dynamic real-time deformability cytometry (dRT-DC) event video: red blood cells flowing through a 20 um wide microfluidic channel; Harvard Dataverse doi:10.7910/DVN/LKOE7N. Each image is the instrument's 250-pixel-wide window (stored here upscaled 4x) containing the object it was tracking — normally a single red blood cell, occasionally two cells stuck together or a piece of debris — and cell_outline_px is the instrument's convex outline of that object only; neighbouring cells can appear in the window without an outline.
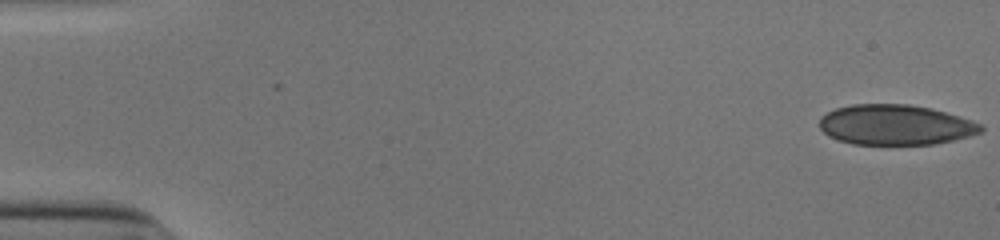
{"species": "human", "species_latin": "Homo sapiens", "temperature_condition": "cold", "stored_images_in_passage": 52, "camera_frame_rate_fps": 3000, "um_per_image_px": 0.085, "donor": {"sex": "male"}, "frame": {"image": 1, "passage_image": 1, "time_ms": 0.0, "image_size_px": [1000, 240], "cell_outline_px": [[984, 132], [952, 140], [932, 144], [852, 144], [836, 140], [828, 136], [820, 128], [820, 116], [836, 108], [852, 104], [908, 104], [928, 108], [944, 112], [972, 120], [984, 124]], "centroid_in_image_um": [76.11, 10.61], "position_along_channel_um": 8.9, "area_um2": 37.86}}
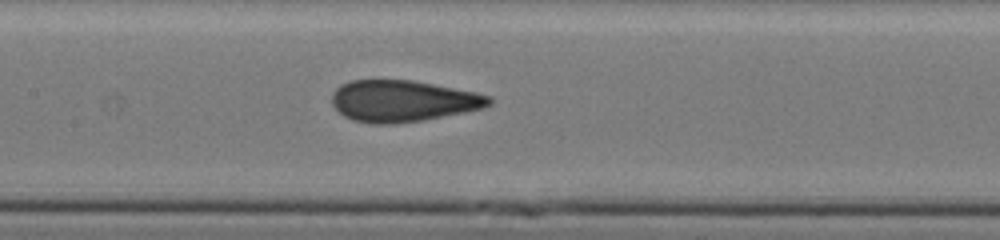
{"frame": {"image": 2, "passage_image": 26, "time_ms": 8.333, "image_size_px": [1000, 240], "cell_outline_px": [[492, 104], [480, 108], [464, 112], [420, 120], [396, 124], [372, 124], [352, 120], [344, 116], [332, 104], [332, 92], [340, 84], [352, 80], [412, 80], [476, 92], [492, 96]], "centroid_in_image_um": [34.22, 8.58], "position_along_channel_um": 173.2, "area_um2": 37.92}}
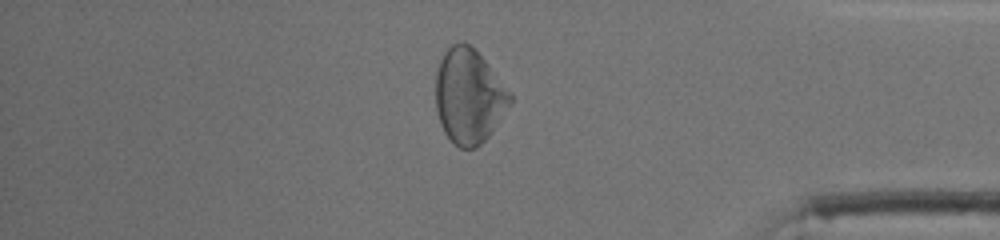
{"frame": {"image": 3, "passage_image": 45, "time_ms": 14.667, "image_size_px": [1000, 240], "cell_outline_px": [[512, 100], [488, 136], [476, 148], [460, 148], [444, 132], [436, 108], [436, 72], [440, 60], [444, 52], [452, 44], [460, 40], [464, 40], [484, 60], [512, 96]], "centroid_in_image_um": [39.82, 8.16], "position_along_channel_um": 395.4, "area_um2": 40.11}, "authors_computed_cell_mechanics": {"area_um2": 38.9861, "velocity_mm_per_s": 3.9007, "shape_relaxation_time_tau1_ms": 10.1604, "shape_relaxation_time_tau2_ms": 1.2037, "deformation_change_tau1": 0.2091, "deformation_change_tau2": 0.0583}}